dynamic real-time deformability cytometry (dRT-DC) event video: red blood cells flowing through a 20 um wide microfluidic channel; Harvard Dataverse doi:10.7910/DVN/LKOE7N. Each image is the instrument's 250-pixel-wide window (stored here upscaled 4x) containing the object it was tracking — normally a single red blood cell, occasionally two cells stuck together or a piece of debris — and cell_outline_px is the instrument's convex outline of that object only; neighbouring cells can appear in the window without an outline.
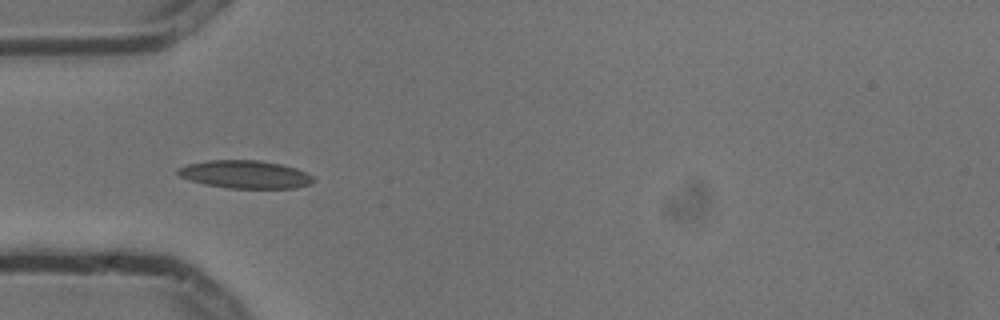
{"species": "common noctule bat (a hibernating species)", "species_latin": "Nyctalus noctula", "temperature_condition": "cold", "stored_images_in_passage": 13, "camera_frame_rate_fps": 3000, "um_per_image_px": 0.085, "animal": {"sex": "male", "body_mass_g": 13.3}, "frame": {"image": 1, "passage_image": 3, "time_ms": 0.667, "image_size_px": [1000, 320], "cell_outline_px": [[316, 180], [312, 184], [296, 188], [228, 188], [204, 184], [180, 176], [176, 172], [176, 168], [188, 164], [208, 160], [256, 160], [280, 164], [296, 168], [312, 176]], "centroid_in_image_um": [20.85, 14.83], "position_along_channel_um": 64.2, "area_um2": 22.02}}
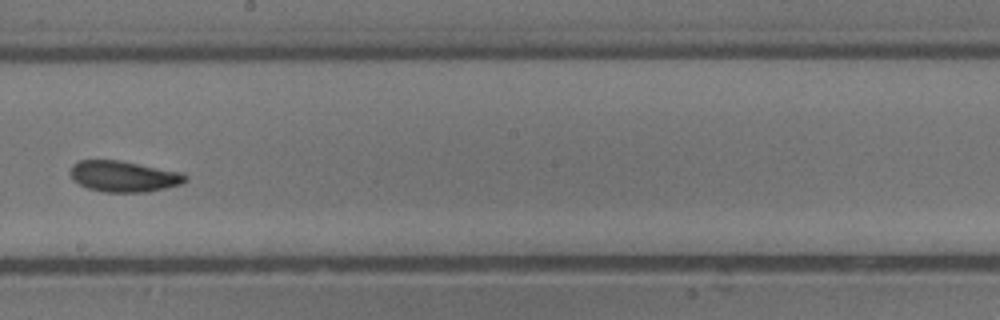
{"frame": {"image": 2, "passage_image": 7, "time_ms": 2.0, "image_size_px": [1000, 320], "cell_outline_px": [[188, 180], [180, 184], [148, 192], [104, 192], [88, 188], [72, 180], [68, 172], [72, 164], [80, 160], [120, 160], [180, 172], [188, 176]], "centroid_in_image_um": [10.48, 14.99], "position_along_channel_um": 237.7, "area_um2": 20.87}}
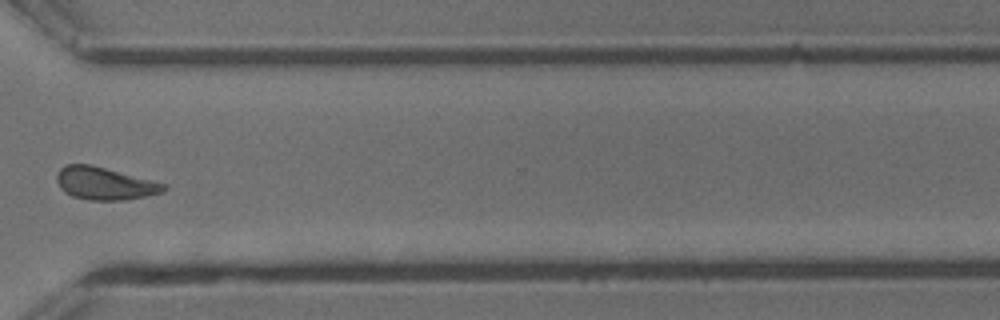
{"frame": {"image": 3, "passage_image": 10, "time_ms": 3.0, "image_size_px": [1000, 320], "cell_outline_px": [[168, 188], [164, 192], [124, 200], [88, 200], [72, 196], [64, 192], [60, 188], [56, 180], [56, 176], [60, 168], [64, 164], [92, 164], [164, 184]], "centroid_in_image_um": [8.84, 15.59], "position_along_channel_um": 361.8, "area_um2": 20.23}}